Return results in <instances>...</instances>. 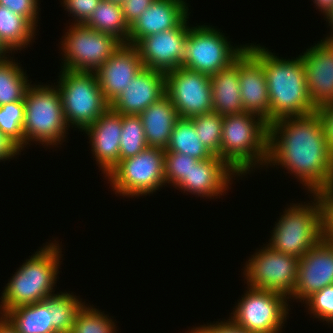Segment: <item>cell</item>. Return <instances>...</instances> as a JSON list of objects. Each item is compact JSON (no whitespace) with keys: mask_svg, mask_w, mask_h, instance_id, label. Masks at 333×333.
Wrapping results in <instances>:
<instances>
[{"mask_svg":"<svg viewBox=\"0 0 333 333\" xmlns=\"http://www.w3.org/2000/svg\"><path fill=\"white\" fill-rule=\"evenodd\" d=\"M268 164L286 168L313 194L333 185V152L317 112L269 124Z\"/></svg>","mask_w":333,"mask_h":333,"instance_id":"6da1fadb","label":"cell"},{"mask_svg":"<svg viewBox=\"0 0 333 333\" xmlns=\"http://www.w3.org/2000/svg\"><path fill=\"white\" fill-rule=\"evenodd\" d=\"M247 48L262 62L270 103V123L284 117L304 116L316 112L307 89L301 55L283 59L260 45Z\"/></svg>","mask_w":333,"mask_h":333,"instance_id":"7a4b0ae2","label":"cell"},{"mask_svg":"<svg viewBox=\"0 0 333 333\" xmlns=\"http://www.w3.org/2000/svg\"><path fill=\"white\" fill-rule=\"evenodd\" d=\"M60 248L56 241L48 243L17 269L0 298L2 316L10 309L40 302L54 294L53 287L61 265Z\"/></svg>","mask_w":333,"mask_h":333,"instance_id":"3957f363","label":"cell"},{"mask_svg":"<svg viewBox=\"0 0 333 333\" xmlns=\"http://www.w3.org/2000/svg\"><path fill=\"white\" fill-rule=\"evenodd\" d=\"M268 131L269 124L255 114L244 111L223 116L220 158L239 177L258 164L265 166Z\"/></svg>","mask_w":333,"mask_h":333,"instance_id":"277c9868","label":"cell"},{"mask_svg":"<svg viewBox=\"0 0 333 333\" xmlns=\"http://www.w3.org/2000/svg\"><path fill=\"white\" fill-rule=\"evenodd\" d=\"M312 203L292 204L273 228L269 246L284 254L301 258L324 236L322 199L312 194Z\"/></svg>","mask_w":333,"mask_h":333,"instance_id":"5b68a950","label":"cell"},{"mask_svg":"<svg viewBox=\"0 0 333 333\" xmlns=\"http://www.w3.org/2000/svg\"><path fill=\"white\" fill-rule=\"evenodd\" d=\"M24 105V147L31 141L46 146L61 144V140L66 138L65 134H68V125L58 86L30 85L25 94Z\"/></svg>","mask_w":333,"mask_h":333,"instance_id":"8992f818","label":"cell"},{"mask_svg":"<svg viewBox=\"0 0 333 333\" xmlns=\"http://www.w3.org/2000/svg\"><path fill=\"white\" fill-rule=\"evenodd\" d=\"M58 89L63 114L68 128L82 132L95 122L109 107L94 72L61 69ZM71 123V124H70Z\"/></svg>","mask_w":333,"mask_h":333,"instance_id":"52a82bcc","label":"cell"},{"mask_svg":"<svg viewBox=\"0 0 333 333\" xmlns=\"http://www.w3.org/2000/svg\"><path fill=\"white\" fill-rule=\"evenodd\" d=\"M165 149L147 147L120 160L106 176L115 194L134 197L153 194L165 185Z\"/></svg>","mask_w":333,"mask_h":333,"instance_id":"ba28073f","label":"cell"},{"mask_svg":"<svg viewBox=\"0 0 333 333\" xmlns=\"http://www.w3.org/2000/svg\"><path fill=\"white\" fill-rule=\"evenodd\" d=\"M224 35L214 26H189L182 67L208 76L229 67L247 44L234 47Z\"/></svg>","mask_w":333,"mask_h":333,"instance_id":"9c48e42d","label":"cell"},{"mask_svg":"<svg viewBox=\"0 0 333 333\" xmlns=\"http://www.w3.org/2000/svg\"><path fill=\"white\" fill-rule=\"evenodd\" d=\"M71 26L61 44L64 52L61 69L94 72L122 44L113 35L99 32L85 24Z\"/></svg>","mask_w":333,"mask_h":333,"instance_id":"30bf717a","label":"cell"},{"mask_svg":"<svg viewBox=\"0 0 333 333\" xmlns=\"http://www.w3.org/2000/svg\"><path fill=\"white\" fill-rule=\"evenodd\" d=\"M242 299L233 308L230 320L237 326L254 333L281 332L288 311V298L270 290L247 287Z\"/></svg>","mask_w":333,"mask_h":333,"instance_id":"8fae6325","label":"cell"},{"mask_svg":"<svg viewBox=\"0 0 333 333\" xmlns=\"http://www.w3.org/2000/svg\"><path fill=\"white\" fill-rule=\"evenodd\" d=\"M299 258L274 250L268 244L249 258L243 274L247 286L284 294L289 298L297 281Z\"/></svg>","mask_w":333,"mask_h":333,"instance_id":"7c38bea8","label":"cell"},{"mask_svg":"<svg viewBox=\"0 0 333 333\" xmlns=\"http://www.w3.org/2000/svg\"><path fill=\"white\" fill-rule=\"evenodd\" d=\"M165 90L180 118L213 111L211 79L206 74L178 67L165 74Z\"/></svg>","mask_w":333,"mask_h":333,"instance_id":"4fadbf2b","label":"cell"},{"mask_svg":"<svg viewBox=\"0 0 333 333\" xmlns=\"http://www.w3.org/2000/svg\"><path fill=\"white\" fill-rule=\"evenodd\" d=\"M176 28L141 38L134 46L144 68L168 73L182 67L189 33L187 19Z\"/></svg>","mask_w":333,"mask_h":333,"instance_id":"5bb4252c","label":"cell"},{"mask_svg":"<svg viewBox=\"0 0 333 333\" xmlns=\"http://www.w3.org/2000/svg\"><path fill=\"white\" fill-rule=\"evenodd\" d=\"M332 284L333 246L323 237L299 258L295 290L288 299L304 302L313 293Z\"/></svg>","mask_w":333,"mask_h":333,"instance_id":"9a60e30c","label":"cell"},{"mask_svg":"<svg viewBox=\"0 0 333 333\" xmlns=\"http://www.w3.org/2000/svg\"><path fill=\"white\" fill-rule=\"evenodd\" d=\"M234 63L239 67L240 95L245 112L270 124L269 94L262 62L246 48Z\"/></svg>","mask_w":333,"mask_h":333,"instance_id":"2e32d148","label":"cell"},{"mask_svg":"<svg viewBox=\"0 0 333 333\" xmlns=\"http://www.w3.org/2000/svg\"><path fill=\"white\" fill-rule=\"evenodd\" d=\"M302 54L312 104L319 108L333 103V40L318 41Z\"/></svg>","mask_w":333,"mask_h":333,"instance_id":"e0dca14e","label":"cell"},{"mask_svg":"<svg viewBox=\"0 0 333 333\" xmlns=\"http://www.w3.org/2000/svg\"><path fill=\"white\" fill-rule=\"evenodd\" d=\"M143 68L136 47L122 43L112 56L94 71L106 101L110 104L118 97Z\"/></svg>","mask_w":333,"mask_h":333,"instance_id":"ac0fdd59","label":"cell"},{"mask_svg":"<svg viewBox=\"0 0 333 333\" xmlns=\"http://www.w3.org/2000/svg\"><path fill=\"white\" fill-rule=\"evenodd\" d=\"M164 95L165 73L143 68L127 88L110 103V108L121 115H140Z\"/></svg>","mask_w":333,"mask_h":333,"instance_id":"d6986e66","label":"cell"},{"mask_svg":"<svg viewBox=\"0 0 333 333\" xmlns=\"http://www.w3.org/2000/svg\"><path fill=\"white\" fill-rule=\"evenodd\" d=\"M84 132L90 137L91 151L106 177L119 163L122 115L109 107Z\"/></svg>","mask_w":333,"mask_h":333,"instance_id":"ffe728a7","label":"cell"},{"mask_svg":"<svg viewBox=\"0 0 333 333\" xmlns=\"http://www.w3.org/2000/svg\"><path fill=\"white\" fill-rule=\"evenodd\" d=\"M232 175L238 174L223 159L214 155L206 160H197L176 188L200 197L217 198L229 189Z\"/></svg>","mask_w":333,"mask_h":333,"instance_id":"44dd1931","label":"cell"},{"mask_svg":"<svg viewBox=\"0 0 333 333\" xmlns=\"http://www.w3.org/2000/svg\"><path fill=\"white\" fill-rule=\"evenodd\" d=\"M188 11L184 0H155L130 26L129 44L178 27L189 16Z\"/></svg>","mask_w":333,"mask_h":333,"instance_id":"7402d4cb","label":"cell"},{"mask_svg":"<svg viewBox=\"0 0 333 333\" xmlns=\"http://www.w3.org/2000/svg\"><path fill=\"white\" fill-rule=\"evenodd\" d=\"M148 147L166 149L176 120L179 118L171 100L164 95L140 115Z\"/></svg>","mask_w":333,"mask_h":333,"instance_id":"603a6c76","label":"cell"},{"mask_svg":"<svg viewBox=\"0 0 333 333\" xmlns=\"http://www.w3.org/2000/svg\"><path fill=\"white\" fill-rule=\"evenodd\" d=\"M210 79L213 112L225 116L245 111L240 95L239 67L234 62L210 76Z\"/></svg>","mask_w":333,"mask_h":333,"instance_id":"cb8c5ba5","label":"cell"},{"mask_svg":"<svg viewBox=\"0 0 333 333\" xmlns=\"http://www.w3.org/2000/svg\"><path fill=\"white\" fill-rule=\"evenodd\" d=\"M3 316L18 333H58L52 327L50 296L40 302L10 309Z\"/></svg>","mask_w":333,"mask_h":333,"instance_id":"d4e9b609","label":"cell"},{"mask_svg":"<svg viewBox=\"0 0 333 333\" xmlns=\"http://www.w3.org/2000/svg\"><path fill=\"white\" fill-rule=\"evenodd\" d=\"M35 30L25 17L0 5V41L9 52L26 48Z\"/></svg>","mask_w":333,"mask_h":333,"instance_id":"484cf974","label":"cell"},{"mask_svg":"<svg viewBox=\"0 0 333 333\" xmlns=\"http://www.w3.org/2000/svg\"><path fill=\"white\" fill-rule=\"evenodd\" d=\"M85 25L129 44L130 26L125 21L122 6L119 4L102 0Z\"/></svg>","mask_w":333,"mask_h":333,"instance_id":"4316f807","label":"cell"},{"mask_svg":"<svg viewBox=\"0 0 333 333\" xmlns=\"http://www.w3.org/2000/svg\"><path fill=\"white\" fill-rule=\"evenodd\" d=\"M165 152L189 155L197 160H206L214 155L202 144L190 118H178L174 124Z\"/></svg>","mask_w":333,"mask_h":333,"instance_id":"83f0119b","label":"cell"},{"mask_svg":"<svg viewBox=\"0 0 333 333\" xmlns=\"http://www.w3.org/2000/svg\"><path fill=\"white\" fill-rule=\"evenodd\" d=\"M8 57L0 61V106L11 102L23 101L30 87L26 72Z\"/></svg>","mask_w":333,"mask_h":333,"instance_id":"f1b7e54d","label":"cell"},{"mask_svg":"<svg viewBox=\"0 0 333 333\" xmlns=\"http://www.w3.org/2000/svg\"><path fill=\"white\" fill-rule=\"evenodd\" d=\"M79 300L74 294L68 292H60L50 296L52 327L58 333L71 332L77 312L85 304Z\"/></svg>","mask_w":333,"mask_h":333,"instance_id":"f546056e","label":"cell"},{"mask_svg":"<svg viewBox=\"0 0 333 333\" xmlns=\"http://www.w3.org/2000/svg\"><path fill=\"white\" fill-rule=\"evenodd\" d=\"M147 147L141 117L139 115H122L119 162L138 155Z\"/></svg>","mask_w":333,"mask_h":333,"instance_id":"4dcf8cb0","label":"cell"},{"mask_svg":"<svg viewBox=\"0 0 333 333\" xmlns=\"http://www.w3.org/2000/svg\"><path fill=\"white\" fill-rule=\"evenodd\" d=\"M190 119L195 125L196 134L202 144L213 155L220 158L223 116L212 111L207 114L193 116Z\"/></svg>","mask_w":333,"mask_h":333,"instance_id":"1f68e13d","label":"cell"},{"mask_svg":"<svg viewBox=\"0 0 333 333\" xmlns=\"http://www.w3.org/2000/svg\"><path fill=\"white\" fill-rule=\"evenodd\" d=\"M24 117V100L0 106V131L13 140L21 150L24 148Z\"/></svg>","mask_w":333,"mask_h":333,"instance_id":"d6a6232c","label":"cell"},{"mask_svg":"<svg viewBox=\"0 0 333 333\" xmlns=\"http://www.w3.org/2000/svg\"><path fill=\"white\" fill-rule=\"evenodd\" d=\"M100 310L85 304L77 312V316L70 333H115V323Z\"/></svg>","mask_w":333,"mask_h":333,"instance_id":"836d02e7","label":"cell"},{"mask_svg":"<svg viewBox=\"0 0 333 333\" xmlns=\"http://www.w3.org/2000/svg\"><path fill=\"white\" fill-rule=\"evenodd\" d=\"M197 159L182 153L165 152V183L176 186L188 176Z\"/></svg>","mask_w":333,"mask_h":333,"instance_id":"e575fe53","label":"cell"},{"mask_svg":"<svg viewBox=\"0 0 333 333\" xmlns=\"http://www.w3.org/2000/svg\"><path fill=\"white\" fill-rule=\"evenodd\" d=\"M304 303L315 318L333 323V284L313 293Z\"/></svg>","mask_w":333,"mask_h":333,"instance_id":"d590c367","label":"cell"},{"mask_svg":"<svg viewBox=\"0 0 333 333\" xmlns=\"http://www.w3.org/2000/svg\"><path fill=\"white\" fill-rule=\"evenodd\" d=\"M102 0H63L65 10L75 19L72 24H86Z\"/></svg>","mask_w":333,"mask_h":333,"instance_id":"8d00e7d4","label":"cell"},{"mask_svg":"<svg viewBox=\"0 0 333 333\" xmlns=\"http://www.w3.org/2000/svg\"><path fill=\"white\" fill-rule=\"evenodd\" d=\"M39 0H0V5L25 17L35 28L38 22ZM37 21V22H36Z\"/></svg>","mask_w":333,"mask_h":333,"instance_id":"74e56055","label":"cell"},{"mask_svg":"<svg viewBox=\"0 0 333 333\" xmlns=\"http://www.w3.org/2000/svg\"><path fill=\"white\" fill-rule=\"evenodd\" d=\"M155 0H124L122 10L125 21L131 26Z\"/></svg>","mask_w":333,"mask_h":333,"instance_id":"f35d334b","label":"cell"},{"mask_svg":"<svg viewBox=\"0 0 333 333\" xmlns=\"http://www.w3.org/2000/svg\"><path fill=\"white\" fill-rule=\"evenodd\" d=\"M228 320L226 322H216V324L210 323L209 325L207 324V326L201 325V327H194L189 333H254L237 326L230 319Z\"/></svg>","mask_w":333,"mask_h":333,"instance_id":"ab89813d","label":"cell"},{"mask_svg":"<svg viewBox=\"0 0 333 333\" xmlns=\"http://www.w3.org/2000/svg\"><path fill=\"white\" fill-rule=\"evenodd\" d=\"M316 112L322 121L328 147L333 152V103L317 108Z\"/></svg>","mask_w":333,"mask_h":333,"instance_id":"60d3db41","label":"cell"},{"mask_svg":"<svg viewBox=\"0 0 333 333\" xmlns=\"http://www.w3.org/2000/svg\"><path fill=\"white\" fill-rule=\"evenodd\" d=\"M21 148L7 135L0 131V161L8 160L19 155Z\"/></svg>","mask_w":333,"mask_h":333,"instance_id":"b9f144b4","label":"cell"},{"mask_svg":"<svg viewBox=\"0 0 333 333\" xmlns=\"http://www.w3.org/2000/svg\"><path fill=\"white\" fill-rule=\"evenodd\" d=\"M318 195L322 199L324 221H333V185L322 189Z\"/></svg>","mask_w":333,"mask_h":333,"instance_id":"7bdbcfd3","label":"cell"},{"mask_svg":"<svg viewBox=\"0 0 333 333\" xmlns=\"http://www.w3.org/2000/svg\"><path fill=\"white\" fill-rule=\"evenodd\" d=\"M313 2L325 15L333 8V0H314Z\"/></svg>","mask_w":333,"mask_h":333,"instance_id":"ee69618b","label":"cell"},{"mask_svg":"<svg viewBox=\"0 0 333 333\" xmlns=\"http://www.w3.org/2000/svg\"><path fill=\"white\" fill-rule=\"evenodd\" d=\"M0 316V333H18L4 316Z\"/></svg>","mask_w":333,"mask_h":333,"instance_id":"f6af8a7d","label":"cell"},{"mask_svg":"<svg viewBox=\"0 0 333 333\" xmlns=\"http://www.w3.org/2000/svg\"><path fill=\"white\" fill-rule=\"evenodd\" d=\"M323 237L333 246V221H324Z\"/></svg>","mask_w":333,"mask_h":333,"instance_id":"bcb514c9","label":"cell"},{"mask_svg":"<svg viewBox=\"0 0 333 333\" xmlns=\"http://www.w3.org/2000/svg\"><path fill=\"white\" fill-rule=\"evenodd\" d=\"M325 16V18L327 19L326 21H328L329 26H331L332 29V32H330V36L328 35L325 40H333V8Z\"/></svg>","mask_w":333,"mask_h":333,"instance_id":"7dc6e473","label":"cell"},{"mask_svg":"<svg viewBox=\"0 0 333 333\" xmlns=\"http://www.w3.org/2000/svg\"><path fill=\"white\" fill-rule=\"evenodd\" d=\"M6 53H9V51L4 47V45L0 41V61L5 60L7 56Z\"/></svg>","mask_w":333,"mask_h":333,"instance_id":"c3c4849f","label":"cell"},{"mask_svg":"<svg viewBox=\"0 0 333 333\" xmlns=\"http://www.w3.org/2000/svg\"><path fill=\"white\" fill-rule=\"evenodd\" d=\"M104 1L111 2V3H116V4H119V5H122V3L124 2V0H104Z\"/></svg>","mask_w":333,"mask_h":333,"instance_id":"681fc988","label":"cell"}]
</instances>
